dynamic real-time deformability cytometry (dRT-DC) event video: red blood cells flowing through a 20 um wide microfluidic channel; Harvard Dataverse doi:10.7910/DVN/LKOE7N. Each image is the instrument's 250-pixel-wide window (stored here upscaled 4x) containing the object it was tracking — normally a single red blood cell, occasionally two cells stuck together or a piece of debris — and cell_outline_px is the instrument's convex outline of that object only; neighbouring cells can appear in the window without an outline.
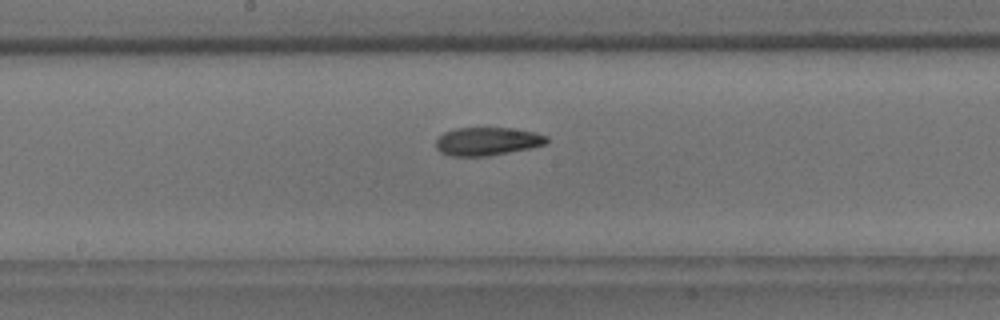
{"species": "common noctule bat (a hibernating species)", "species_latin": "Nyctalus noctula", "temperature_condition": "room temperature", "stored_images_in_passage": 40, "camera_frame_rate_fps": 3000, "um_per_image_px": 0.085, "animal": {"sex": "male", "body_mass_g": 18.8}, "frame": {"image": 1, "passage_image": 14, "time_ms": 4.333, "image_size_px": [1000, 320], "cell_outline_px": [[548, 144], [532, 148], [488, 156], [452, 156], [440, 152], [436, 148], [436, 140], [444, 132], [456, 128], [508, 128], [536, 132], [548, 136]], "centroid_in_image_um": [41.45, 12.02], "position_along_channel_um": 206.7, "area_um2": 18.32}}
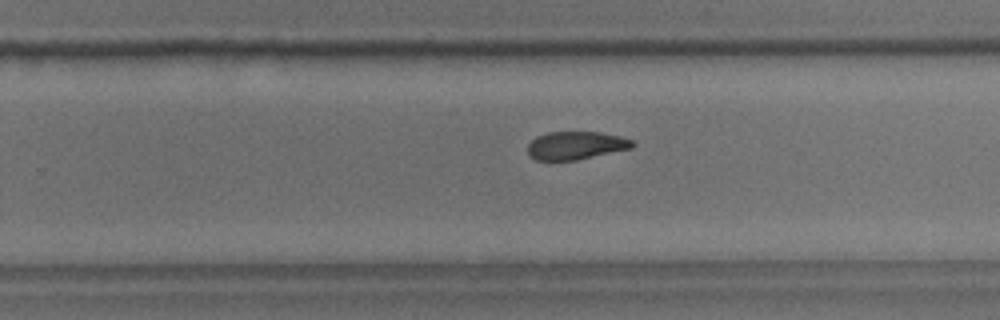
{"frame": {"image": 2, "passage_image": 20, "time_ms": 6.333, "image_size_px": [1000, 320], "cell_outline_px": [[636, 144], [632, 148], [576, 160], [536, 160], [528, 156], [528, 144], [536, 136], [548, 132], [600, 132], [620, 136], [632, 140]], "centroid_in_image_um": [48.94, 12.36], "position_along_channel_um": 280.9, "area_um2": 17.17}}
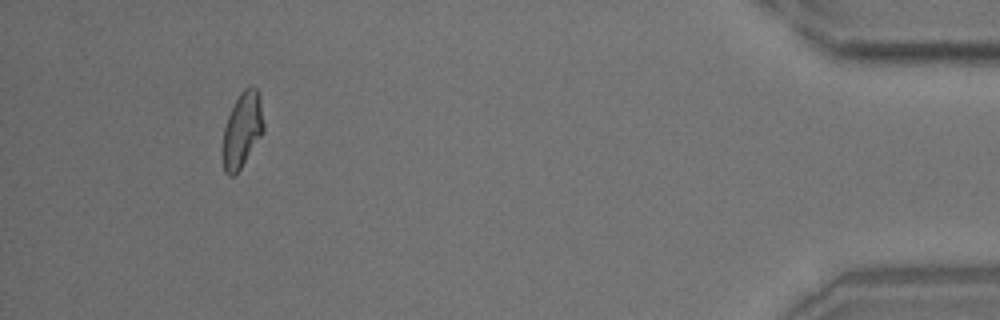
{"frame": {"image": 3, "passage_image": 36, "time_ms": 11.667, "image_size_px": [1000, 320], "cell_outline_px": [[264, 132], [240, 168], [232, 176], [228, 176], [224, 172], [224, 128], [228, 116], [240, 92], [244, 88], [252, 84], [260, 92], [264, 124]], "centroid_in_image_um": [20.63, 10.97], "position_along_channel_um": 414.6, "area_um2": 17.74}}